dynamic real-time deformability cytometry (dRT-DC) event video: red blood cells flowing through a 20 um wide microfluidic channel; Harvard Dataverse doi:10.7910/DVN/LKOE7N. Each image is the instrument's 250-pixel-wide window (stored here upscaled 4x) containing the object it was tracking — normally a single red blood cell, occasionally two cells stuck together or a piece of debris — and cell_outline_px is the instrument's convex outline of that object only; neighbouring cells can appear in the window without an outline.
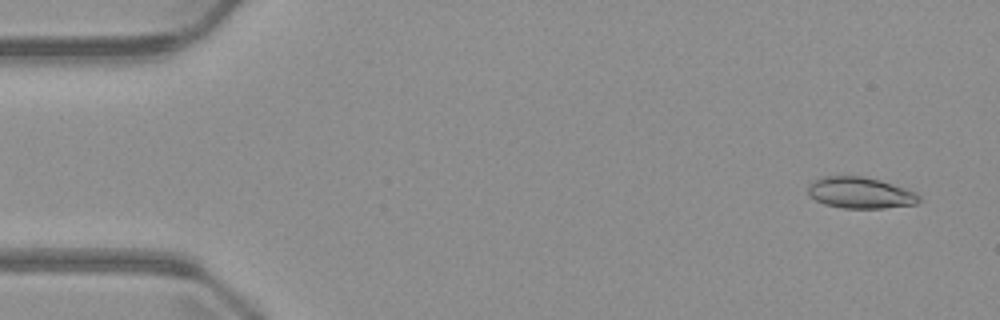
{"species": "common noctule bat (a hibernating species)", "species_latin": "Nyctalus noctula", "temperature_condition": "warm", "stored_images_in_passage": 4, "camera_frame_rate_fps": 3000, "um_per_image_px": 0.085, "animal": {"sex": "male", "body_mass_g": 23.1, "forearm_length_mm": 52.7}, "frame": {"image": 1, "passage_image": 1, "time_ms": 0.0, "image_size_px": [1000, 320], "cell_outline_px": [[920, 200], [916, 204], [884, 208], [840, 208], [824, 204], [808, 196], [808, 184], [820, 176], [864, 176], [880, 180], [916, 192], [920, 196]], "centroid_in_image_um": [73.08, 16.38], "position_along_channel_um": 11.9, "area_um2": 20.4}}
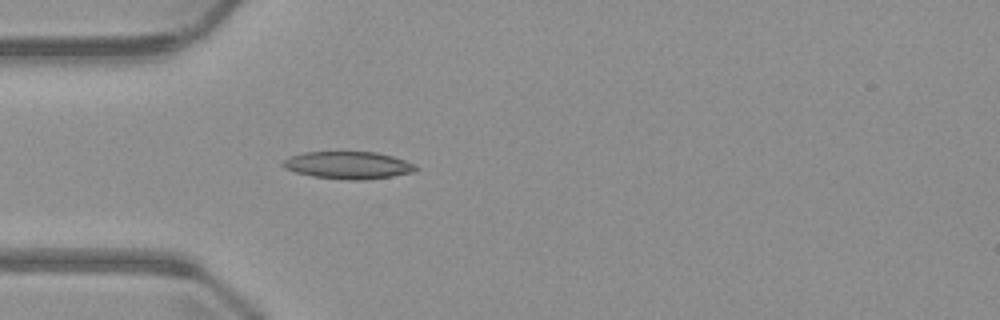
{"frame": {"image": 2, "passage_image": 4, "time_ms": 4.0, "image_size_px": [1000, 320], "cell_outline_px": [[416, 172], [392, 176], [364, 180], [348, 180], [312, 176], [296, 172], [284, 168], [280, 164], [288, 156], [304, 152], [376, 152], [392, 156], [416, 164]], "centroid_in_image_um": [29.58, 14.04], "position_along_channel_um": 55.4, "area_um2": 21.27}}